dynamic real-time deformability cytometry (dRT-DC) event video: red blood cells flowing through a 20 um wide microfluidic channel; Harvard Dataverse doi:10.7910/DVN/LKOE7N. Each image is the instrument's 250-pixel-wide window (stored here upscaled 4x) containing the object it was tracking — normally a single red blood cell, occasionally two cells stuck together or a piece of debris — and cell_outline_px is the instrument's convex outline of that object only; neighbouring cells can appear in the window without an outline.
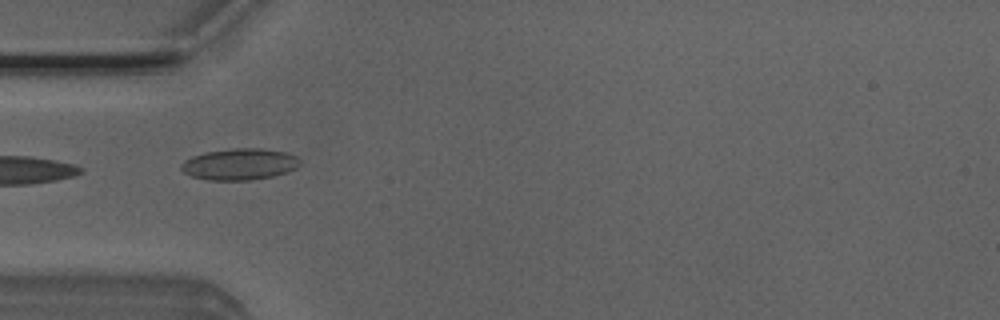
{"species": "Egyptian fruit bat (a non-hibernating species)", "species_latin": "Rousettus aegyptiacus", "temperature_condition": "room temperature", "stored_images_in_passage": 6, "camera_frame_rate_fps": 3000, "um_per_image_px": 0.085, "animal": {"sex": "male"}, "frame": {"image": 1, "passage_image": 1, "time_ms": 0.0, "image_size_px": [1000, 320], "cell_outline_px": [[300, 164], [296, 168], [288, 172], [272, 176], [252, 180], [208, 180], [192, 176], [184, 172], [180, 168], [180, 164], [184, 160], [192, 156], [204, 152], [236, 148], [260, 148], [284, 152], [296, 156], [300, 160]], "centroid_in_image_um": [20.35, 13.96], "position_along_channel_um": 64.6, "area_um2": 21.79}}